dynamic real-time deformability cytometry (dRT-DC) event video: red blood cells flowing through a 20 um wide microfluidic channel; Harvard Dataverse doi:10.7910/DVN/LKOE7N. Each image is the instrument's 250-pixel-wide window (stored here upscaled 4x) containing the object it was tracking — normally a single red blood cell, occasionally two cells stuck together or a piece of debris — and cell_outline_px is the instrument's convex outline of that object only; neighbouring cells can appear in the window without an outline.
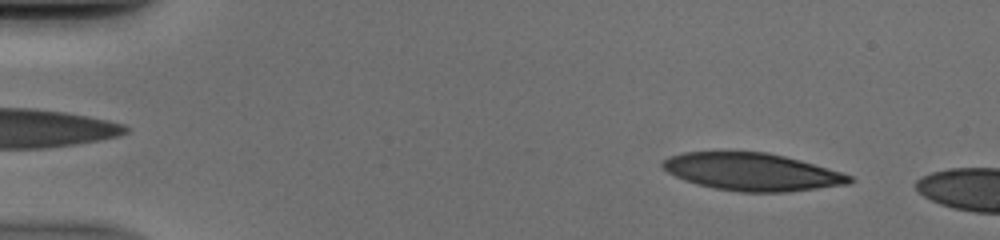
{"species": "human", "species_latin": "Homo sapiens", "temperature_condition": "cold", "stored_images_in_passage": 14, "camera_frame_rate_fps": 3000, "um_per_image_px": 0.085, "donor": {"sex": "male"}, "frame": {"image": 1, "passage_image": 5, "time_ms": 1.333, "image_size_px": [1000, 240], "cell_outline_px": [[856, 180], [848, 184], [788, 192], [740, 192], [712, 188], [684, 180], [668, 172], [660, 164], [660, 160], [668, 156], [684, 152], [768, 152], [800, 160], [840, 172], [852, 176]], "centroid_in_image_um": [63.9, 14.61], "position_along_channel_um": 21.1, "area_um2": 40.86}}